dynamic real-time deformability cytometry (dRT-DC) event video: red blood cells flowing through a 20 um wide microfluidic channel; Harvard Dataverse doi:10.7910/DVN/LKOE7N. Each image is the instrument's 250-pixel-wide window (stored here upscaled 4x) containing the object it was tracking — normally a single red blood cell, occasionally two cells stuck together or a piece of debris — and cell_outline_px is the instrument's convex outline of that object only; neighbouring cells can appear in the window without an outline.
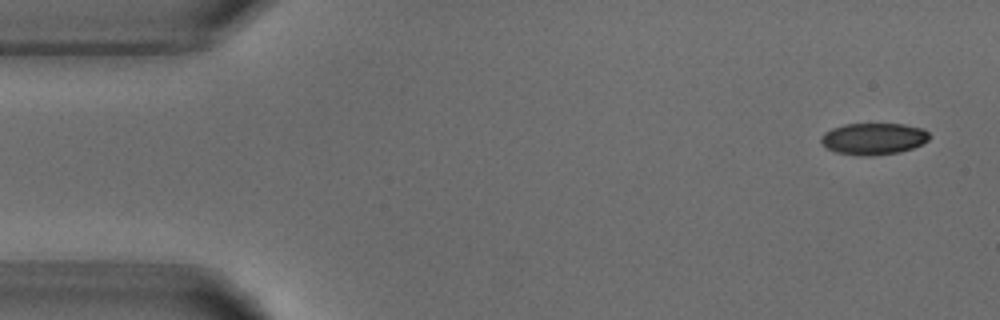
{"species": "common noctule bat (a hibernating species)", "species_latin": "Nyctalus noctula", "temperature_condition": "warm", "stored_images_in_passage": 2, "camera_frame_rate_fps": 3000, "um_per_image_px": 0.085, "animal": {"sex": "male", "body_mass_g": 18.8}, "frame": {"image": 1, "passage_image": 1, "time_ms": 0.0, "image_size_px": [1000, 320], "cell_outline_px": [[932, 136], [928, 140], [912, 148], [900, 152], [864, 156], [836, 152], [828, 148], [820, 140], [820, 136], [824, 132], [832, 128], [844, 124], [904, 124], [924, 128]], "centroid_in_image_um": [74.27, 11.78], "position_along_channel_um": 10.7, "area_um2": 19.94}}